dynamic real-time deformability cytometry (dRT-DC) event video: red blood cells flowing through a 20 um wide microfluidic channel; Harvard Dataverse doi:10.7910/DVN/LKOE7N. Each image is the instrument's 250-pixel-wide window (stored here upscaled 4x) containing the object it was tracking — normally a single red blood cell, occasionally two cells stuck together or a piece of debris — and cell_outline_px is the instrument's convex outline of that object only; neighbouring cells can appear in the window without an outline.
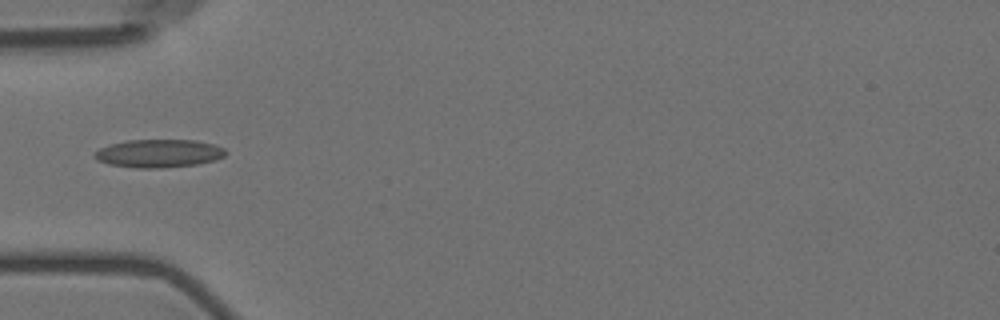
{"species": "Egyptian fruit bat (a non-hibernating species)", "species_latin": "Rousettus aegyptiacus", "temperature_condition": "room temperature", "stored_images_in_passage": 9, "camera_frame_rate_fps": 3000, "um_per_image_px": 0.085, "animal": {"sex": "female"}, "frame": {"image": 1, "passage_image": 6, "time_ms": 5.667, "image_size_px": [1000, 320], "cell_outline_px": [[228, 152], [224, 156], [216, 160], [196, 164], [160, 168], [136, 168], [108, 164], [96, 160], [92, 156], [100, 148], [108, 144], [128, 140], [196, 140], [216, 144], [224, 148]], "centroid_in_image_um": [13.5, 13.03], "position_along_channel_um": 71.5, "area_um2": 21.68}}
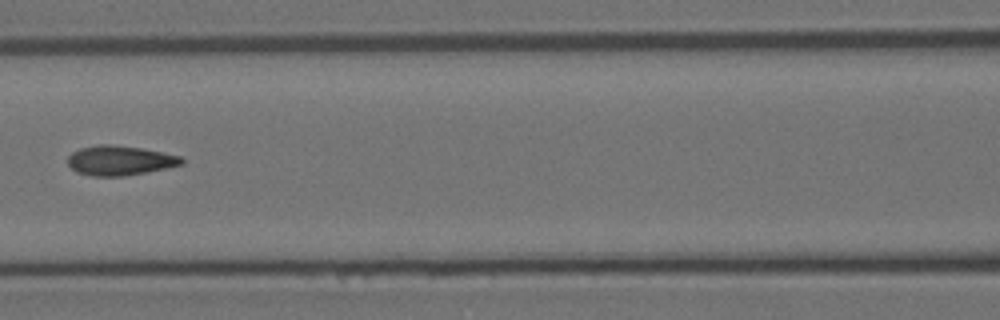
{"frame": {"image": 2, "passage_image": 8, "time_ms": 8.0, "image_size_px": [1000, 320], "cell_outline_px": [[184, 164], [148, 172], [124, 176], [92, 176], [76, 172], [68, 164], [68, 156], [72, 152], [80, 148], [100, 144], [112, 144], [140, 148], [180, 156], [184, 160]], "centroid_in_image_um": [10.17, 13.64], "position_along_channel_um": 156.4, "area_um2": 19.65}}
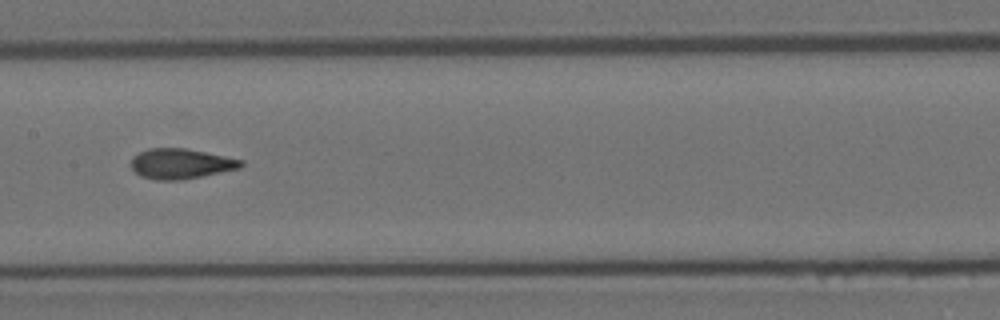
{"frame": {"image": 3, "passage_image": 9, "time_ms": 9.0, "image_size_px": [1000, 320], "cell_outline_px": [[244, 164], [240, 168], [180, 180], [156, 180], [140, 176], [132, 168], [132, 156], [148, 148], [184, 148], [244, 160]], "centroid_in_image_um": [15.35, 13.91], "position_along_channel_um": 192.0, "area_um2": 19.13}}